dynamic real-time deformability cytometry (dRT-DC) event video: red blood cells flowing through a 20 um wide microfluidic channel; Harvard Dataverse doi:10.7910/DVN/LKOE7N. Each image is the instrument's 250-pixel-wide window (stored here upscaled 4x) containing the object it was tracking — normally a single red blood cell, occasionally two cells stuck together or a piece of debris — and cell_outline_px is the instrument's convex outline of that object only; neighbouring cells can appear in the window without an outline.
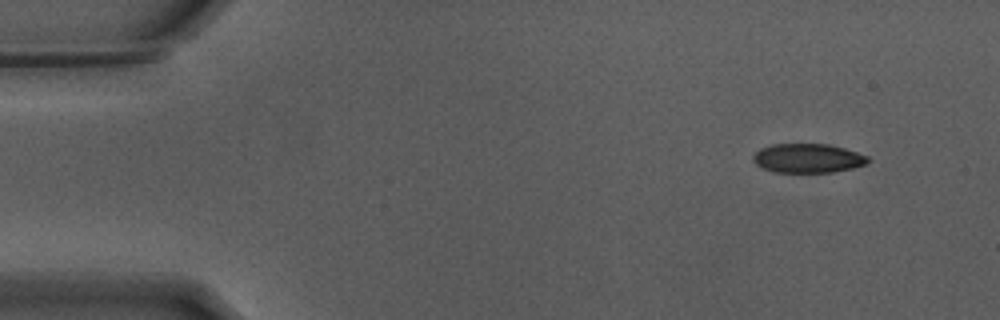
{"species": "Egyptian fruit bat (a non-hibernating species)", "species_latin": "Rousettus aegyptiacus", "temperature_condition": "warm", "stored_images_in_passage": 50, "camera_frame_rate_fps": 3000, "um_per_image_px": 0.085, "animal": {"sex": "male"}, "frame": {"image": 1, "passage_image": 1, "time_ms": 0.0, "image_size_px": [1000, 320], "cell_outline_px": [[872, 160], [864, 164], [852, 168], [832, 172], [776, 172], [764, 168], [756, 164], [752, 160], [752, 156], [760, 148], [772, 144], [828, 144], [844, 148], [868, 156]], "centroid_in_image_um": [68.66, 13.44], "position_along_channel_um": 16.3, "area_um2": 19.42}}
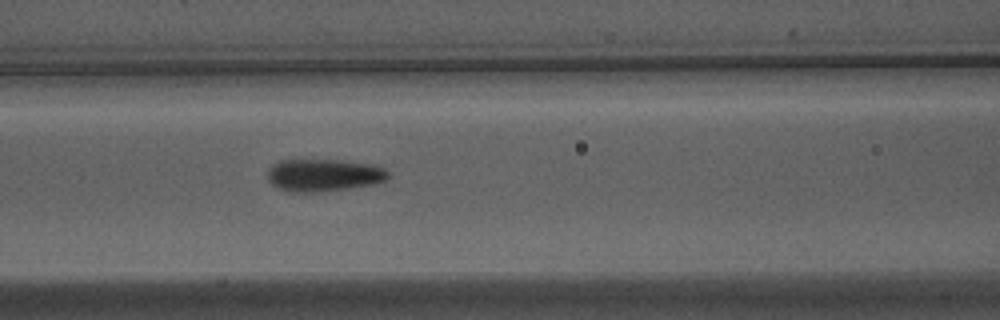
{"frame": {"image": 2, "passage_image": 19, "time_ms": 6.0, "image_size_px": [1000, 320], "cell_outline_px": [[388, 176], [384, 180], [372, 184], [348, 188], [316, 192], [292, 192], [280, 188], [272, 184], [268, 180], [268, 168], [272, 164], [280, 160], [336, 160], [364, 164], [384, 168], [388, 172]], "centroid_in_image_um": [27.44, 14.89], "position_along_channel_um": 139.2, "area_um2": 22.31}}
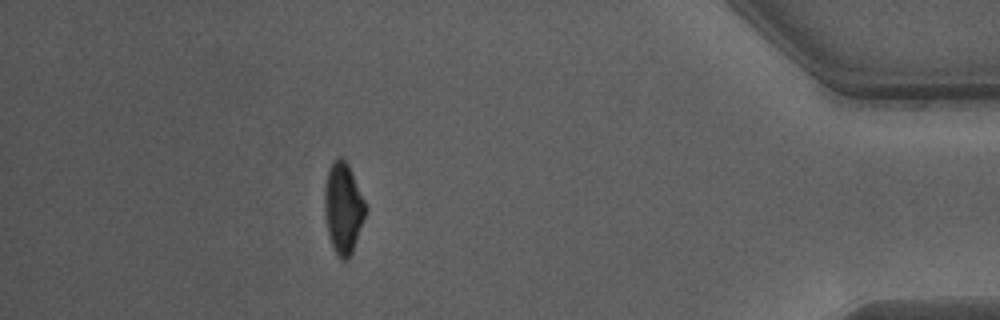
{"frame": {"image": 3, "passage_image": 44, "time_ms": 14.333, "image_size_px": [1000, 320], "cell_outline_px": [[368, 208], [352, 252], [348, 260], [340, 260], [336, 256], [328, 232], [324, 208], [324, 188], [328, 168], [340, 156], [348, 164], [352, 172]], "centroid_in_image_um": [29.18, 17.7], "position_along_channel_um": 406.0, "area_um2": 21.68}, "authors_computed_cell_mechanics": {"area_um2": 21.5883, "velocity_mm_per_s": 3.8321, "shape_relaxation_time_tau1_ms": 3.3749, "shape_relaxation_time_tau2_ms": 2.0926, "deformation_change_tau1": 0.1548, "deformation_change_tau2": 0.0502}}